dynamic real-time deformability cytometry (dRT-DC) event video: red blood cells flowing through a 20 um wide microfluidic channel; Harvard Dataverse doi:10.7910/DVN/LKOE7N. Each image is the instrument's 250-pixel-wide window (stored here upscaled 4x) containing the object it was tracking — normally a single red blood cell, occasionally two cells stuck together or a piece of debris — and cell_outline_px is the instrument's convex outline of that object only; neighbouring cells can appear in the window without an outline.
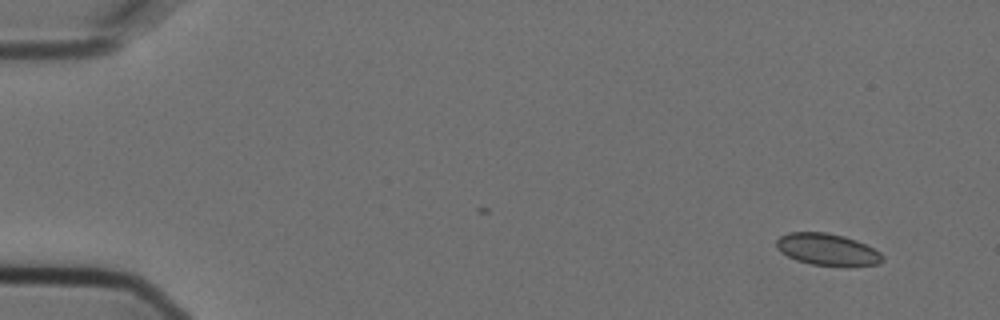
{"species": "Egyptian fruit bat (a non-hibernating species)", "species_latin": "Rousettus aegyptiacus", "temperature_condition": "cold", "stored_images_in_passage": 9, "camera_frame_rate_fps": 3000, "um_per_image_px": 0.085, "animal": {"sex": "female"}, "frame": {"image": 1, "passage_image": 2, "time_ms": 0.333, "image_size_px": [1000, 320], "cell_outline_px": [[884, 260], [880, 264], [848, 268], [844, 268], [812, 264], [796, 260], [780, 252], [776, 248], [776, 240], [780, 236], [788, 232], [824, 232], [844, 236], [856, 240], [880, 252], [884, 256]], "centroid_in_image_um": [70.35, 21.24], "position_along_channel_um": 14.6, "area_um2": 20.23}}
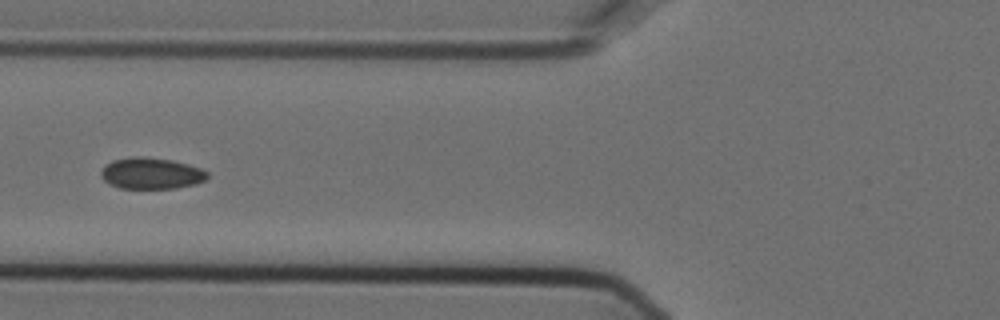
{"frame": {"image": 2, "passage_image": 7, "time_ms": 2.0, "image_size_px": [1000, 320], "cell_outline_px": [[208, 176], [204, 180], [196, 184], [176, 188], [120, 188], [108, 184], [100, 176], [100, 172], [104, 164], [112, 160], [132, 156], [144, 156], [172, 160], [188, 164], [200, 168], [208, 172]], "centroid_in_image_um": [12.81, 14.72], "position_along_channel_um": 113.0, "area_um2": 19.65}}
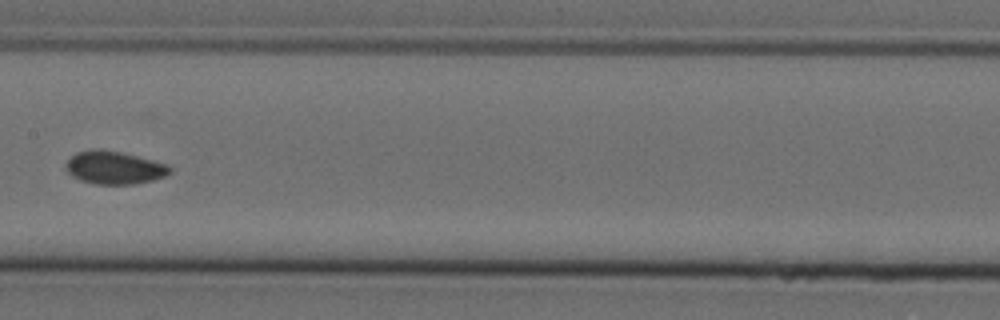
{"frame": {"image": 3, "passage_image": 9, "time_ms": 2.667, "image_size_px": [1000, 320], "cell_outline_px": [[172, 172], [164, 176], [152, 180], [132, 184], [96, 184], [80, 180], [72, 176], [64, 168], [64, 164], [76, 152], [92, 148], [100, 148], [120, 152], [168, 164], [172, 168]], "centroid_in_image_um": [9.68, 14.24], "position_along_channel_um": 197.7, "area_um2": 20.06}}